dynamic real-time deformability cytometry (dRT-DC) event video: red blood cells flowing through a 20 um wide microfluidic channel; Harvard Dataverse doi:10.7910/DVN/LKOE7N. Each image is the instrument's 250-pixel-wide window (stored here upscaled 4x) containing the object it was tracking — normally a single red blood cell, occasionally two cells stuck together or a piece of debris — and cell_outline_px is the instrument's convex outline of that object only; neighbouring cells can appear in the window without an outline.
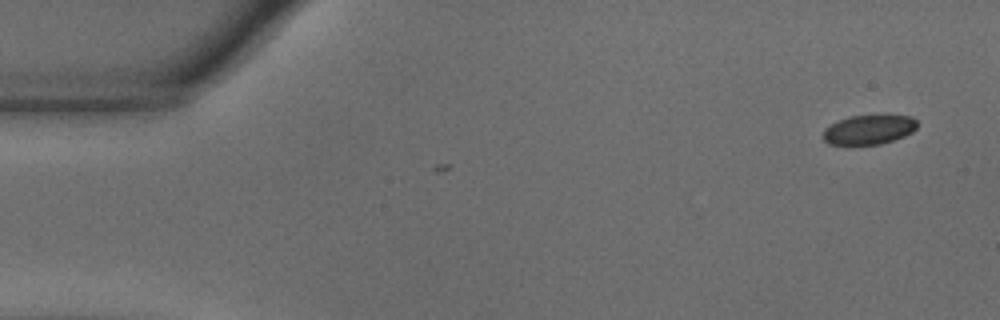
{"species": "common noctule bat (a hibernating species)", "species_latin": "Nyctalus noctula", "temperature_condition": "warm", "stored_images_in_passage": 2, "camera_frame_rate_fps": 3000, "um_per_image_px": 0.085, "animal": {"sex": "male", "body_mass_g": 18.8}, "frame": {"image": 1, "passage_image": 2, "time_ms": 0.333, "image_size_px": [1000, 320], "cell_outline_px": [[916, 128], [912, 132], [904, 136], [880, 144], [828, 144], [824, 140], [824, 128], [840, 120], [852, 116], [912, 116], [916, 120]], "centroid_in_image_um": [73.86, 11.02], "position_along_channel_um": 11.1, "area_um2": 15.72}}